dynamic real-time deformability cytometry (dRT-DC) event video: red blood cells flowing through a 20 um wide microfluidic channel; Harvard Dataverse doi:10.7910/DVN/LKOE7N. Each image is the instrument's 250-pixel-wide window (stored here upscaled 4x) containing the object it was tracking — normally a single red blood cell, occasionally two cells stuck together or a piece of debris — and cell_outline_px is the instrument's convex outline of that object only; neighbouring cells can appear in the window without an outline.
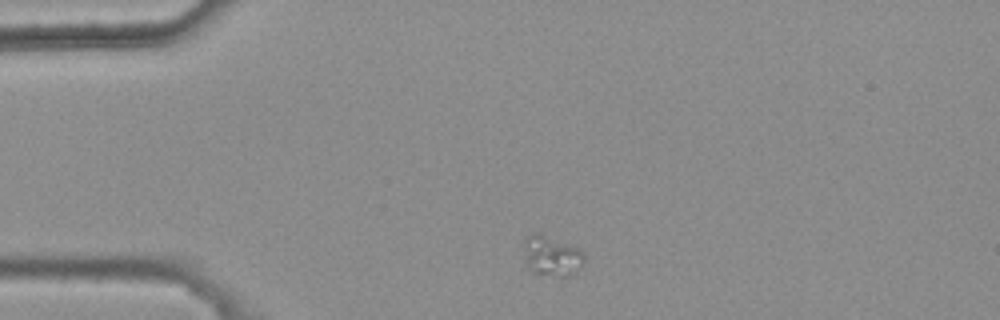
{"species": "common noctule bat (a hibernating species)", "species_latin": "Nyctalus noctula", "temperature_condition": "warm", "stored_images_in_passage": 2, "camera_frame_rate_fps": 3000, "um_per_image_px": 0.085, "animal": {"sex": "female", "body_mass_g": 25.1}, "frame": {"image": 1, "passage_image": 1, "time_ms": 0.0, "image_size_px": [1000, 320], "cell_outline_px": [[584, 260], [580, 268], [568, 276], [560, 276], [532, 272], [524, 264], [524, 240], [532, 232], [540, 232], [580, 248], [584, 252]], "centroid_in_image_um": [46.87, 21.71], "position_along_channel_um": 38.1, "area_um2": 14.45}}